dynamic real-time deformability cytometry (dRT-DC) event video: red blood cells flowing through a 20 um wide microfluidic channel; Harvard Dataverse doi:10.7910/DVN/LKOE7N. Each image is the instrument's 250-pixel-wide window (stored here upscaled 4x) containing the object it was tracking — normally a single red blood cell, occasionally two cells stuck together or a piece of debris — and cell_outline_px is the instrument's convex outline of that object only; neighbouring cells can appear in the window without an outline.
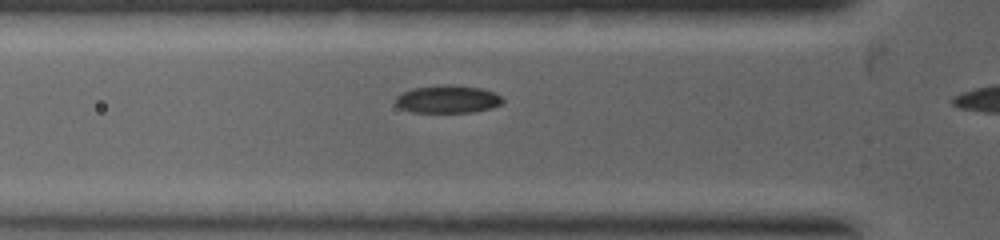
{"species": "common noctule bat (a hibernating species)", "species_latin": "Nyctalus noctula", "temperature_condition": "warm", "stored_images_in_passage": 5, "camera_frame_rate_fps": 5000, "um_per_image_px": 0.085, "animal": {"sex": "female", "body_mass_g": 19.0, "forearm_length_mm": 53.3}, "frame": {"image": 1, "passage_image": 4, "time_ms": 1.0, "image_size_px": [1000, 240], "cell_outline_px": [[504, 100], [500, 104], [492, 108], [472, 112], [412, 112], [400, 108], [396, 104], [396, 96], [412, 88], [444, 84], [448, 84], [480, 88], [492, 92], [500, 96]], "centroid_in_image_um": [38.03, 8.43], "position_along_channel_um": 87.8, "area_um2": 17.22}}